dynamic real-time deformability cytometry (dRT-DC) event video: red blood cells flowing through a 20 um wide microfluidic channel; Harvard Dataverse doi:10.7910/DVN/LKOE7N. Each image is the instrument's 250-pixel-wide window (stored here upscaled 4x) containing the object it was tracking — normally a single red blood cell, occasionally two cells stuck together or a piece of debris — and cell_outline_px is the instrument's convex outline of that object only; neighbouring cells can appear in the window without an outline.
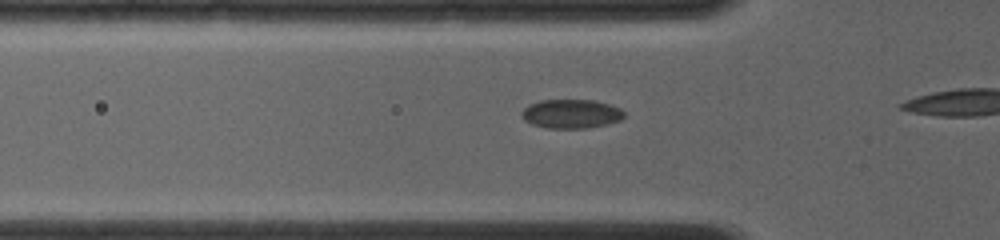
{"species": "common noctule bat (a hibernating species)", "species_latin": "Nyctalus noctula", "temperature_condition": "room temperature", "stored_images_in_passage": 14, "camera_frame_rate_fps": 4000, "um_per_image_px": 0.085, "animal": {"sex": "female", "body_mass_g": 19.0, "forearm_length_mm": 56.7}, "frame": {"image": 1, "passage_image": 8, "time_ms": 1.75, "image_size_px": [1000, 240], "cell_outline_px": [[624, 116], [620, 120], [608, 124], [588, 128], [548, 128], [532, 124], [524, 120], [520, 116], [520, 112], [528, 104], [540, 100], [596, 100], [620, 108], [624, 112]], "centroid_in_image_um": [48.52, 9.67], "position_along_channel_um": 77.3, "area_um2": 17.46}}
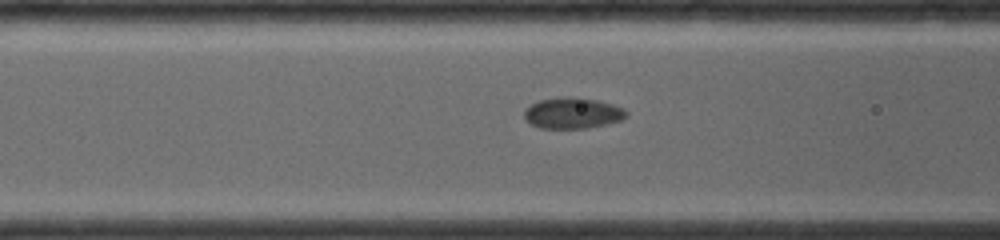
{"frame": {"image": 2, "passage_image": 12, "time_ms": 2.75, "image_size_px": [1000, 240], "cell_outline_px": [[628, 116], [620, 120], [588, 128], [540, 128], [524, 120], [524, 112], [532, 104], [540, 100], [564, 96], [596, 100], [612, 104], [624, 108], [628, 112]], "centroid_in_image_um": [48.68, 9.61], "position_along_channel_um": 117.9, "area_um2": 18.26}}